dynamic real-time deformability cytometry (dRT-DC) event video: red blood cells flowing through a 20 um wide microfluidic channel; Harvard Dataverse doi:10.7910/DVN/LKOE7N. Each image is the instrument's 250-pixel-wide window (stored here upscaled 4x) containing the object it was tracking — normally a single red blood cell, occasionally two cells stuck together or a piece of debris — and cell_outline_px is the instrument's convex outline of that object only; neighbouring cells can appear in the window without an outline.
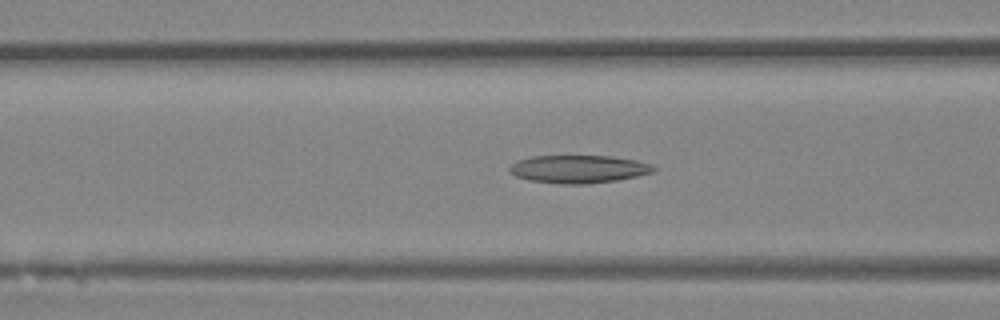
{"species": "Egyptian fruit bat (a non-hibernating species)", "species_latin": "Rousettus aegyptiacus", "temperature_condition": "room temperature", "stored_images_in_passage": 46, "camera_frame_rate_fps": 3000, "um_per_image_px": 0.085, "animal": {"sex": "female"}, "frame": {"image": 1, "passage_image": 18, "time_ms": 5.667, "image_size_px": [1000, 320], "cell_outline_px": [[656, 168], [652, 172], [636, 176], [616, 180], [588, 184], [560, 184], [528, 180], [516, 176], [508, 168], [516, 160], [532, 156], [612, 156], [636, 160], [652, 164]], "centroid_in_image_um": [49.17, 14.37], "position_along_channel_um": 117.4, "area_um2": 23.41}}
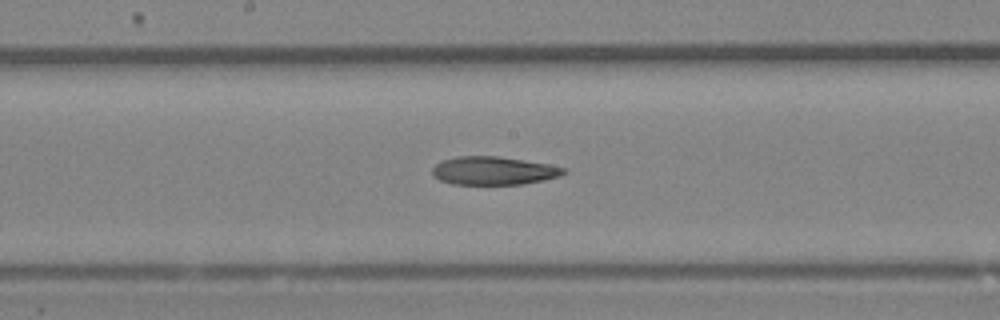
{"frame": {"image": 2, "passage_image": 24, "time_ms": 7.667, "image_size_px": [1000, 320], "cell_outline_px": [[568, 172], [560, 176], [544, 180], [524, 184], [452, 184], [440, 180], [432, 176], [432, 168], [440, 160], [456, 156], [496, 156], [524, 160], [548, 164], [568, 168]], "centroid_in_image_um": [41.96, 14.51], "position_along_channel_um": 206.2, "area_um2": 21.85}}
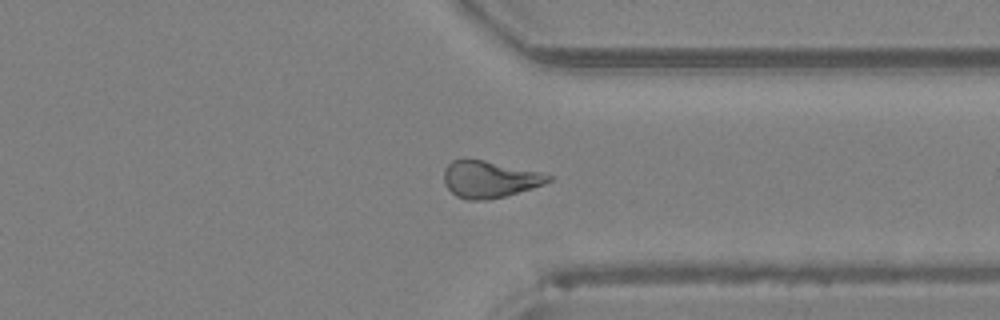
{"frame": {"image": 3, "passage_image": 35, "time_ms": 11.333, "image_size_px": [1000, 320], "cell_outline_px": [[552, 180], [544, 184], [532, 188], [504, 196], [488, 200], [464, 200], [456, 196], [444, 184], [444, 168], [452, 160], [484, 160], [540, 172], [552, 176]], "centroid_in_image_um": [41.59, 15.25], "position_along_channel_um": 369.8, "area_um2": 22.25}}